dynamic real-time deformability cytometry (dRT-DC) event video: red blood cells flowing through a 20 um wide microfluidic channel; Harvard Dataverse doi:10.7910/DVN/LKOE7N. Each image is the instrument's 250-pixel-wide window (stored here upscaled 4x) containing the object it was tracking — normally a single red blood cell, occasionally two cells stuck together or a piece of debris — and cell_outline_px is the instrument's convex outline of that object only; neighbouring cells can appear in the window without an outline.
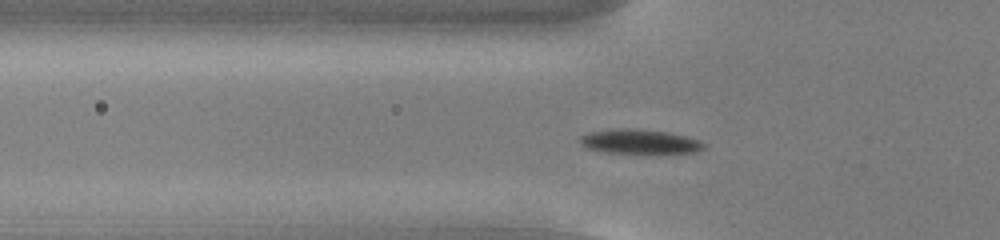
{"species": "common noctule bat (a hibernating species)", "species_latin": "Nyctalus noctula", "temperature_condition": "cold", "stored_images_in_passage": 53, "camera_frame_rate_fps": 3000, "um_per_image_px": 0.085, "animal": {"sex": "male", "body_mass_g": 13.0, "forearm_length_mm": 53.1}, "frame": {"image": 1, "passage_image": 17, "time_ms": 5.333, "image_size_px": [1000, 240], "cell_outline_px": [[704, 148], [696, 152], [604, 152], [588, 148], [580, 140], [580, 136], [592, 132], [620, 128], [628, 128], [668, 132], [700, 140], [704, 144]], "centroid_in_image_um": [54.39, 12.02], "position_along_channel_um": 71.4, "area_um2": 16.94}}
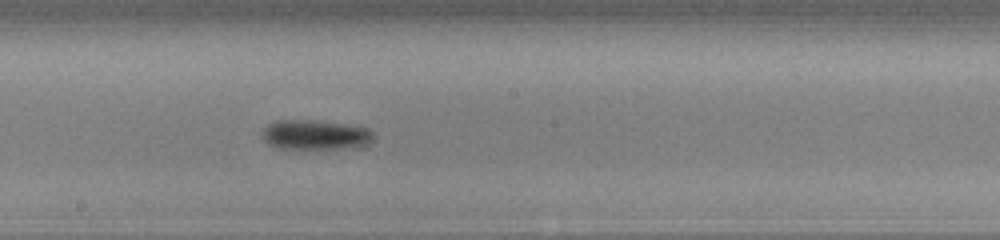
{"frame": {"image": 2, "passage_image": 29, "time_ms": 9.333, "image_size_px": [1000, 240], "cell_outline_px": [[372, 136], [364, 144], [340, 148], [280, 148], [268, 144], [264, 140], [260, 132], [268, 124], [276, 120], [312, 120], [344, 124], [368, 128], [372, 132]], "centroid_in_image_um": [26.68, 11.44], "position_along_channel_um": 221.5, "area_um2": 18.79}}
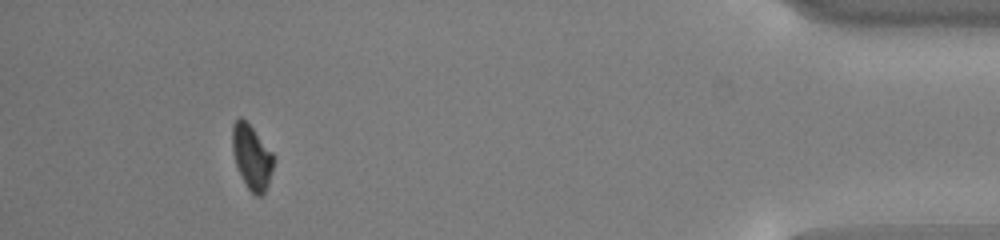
{"frame": {"image": 3, "passage_image": 49, "time_ms": 16.0, "image_size_px": [1000, 240], "cell_outline_px": [[272, 168], [268, 184], [264, 192], [260, 196], [256, 196], [248, 188], [236, 164], [232, 148], [232, 124], [240, 116], [252, 128], [272, 152]], "centroid_in_image_um": [21.37, 13.33], "position_along_channel_um": 413.8, "area_um2": 14.91}}